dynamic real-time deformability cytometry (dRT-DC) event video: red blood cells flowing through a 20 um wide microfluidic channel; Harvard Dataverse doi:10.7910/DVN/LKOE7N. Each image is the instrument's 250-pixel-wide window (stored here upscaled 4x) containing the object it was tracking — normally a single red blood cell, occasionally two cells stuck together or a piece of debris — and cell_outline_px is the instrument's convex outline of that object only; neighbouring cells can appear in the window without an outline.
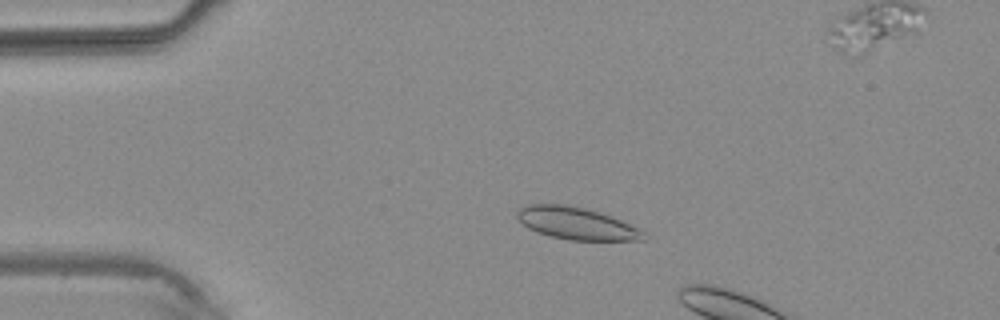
{"species": "common noctule bat (a hibernating species)", "species_latin": "Nyctalus noctula", "temperature_condition": "warm", "stored_images_in_passage": 4, "camera_frame_rate_fps": 3000, "um_per_image_px": 0.085, "animal": {"sex": "male", "body_mass_g": 20.4}, "frame": {"image": 1, "passage_image": 1, "time_ms": 0.0, "image_size_px": [1000, 320], "cell_outline_px": [[648, 240], [568, 240], [536, 232], [528, 228], [516, 216], [516, 212], [520, 208], [528, 204], [564, 204], [584, 208], [620, 220], [640, 228], [648, 236]], "centroid_in_image_um": [49.01, 19.0], "position_along_channel_um": 36.0, "area_um2": 23.58}}